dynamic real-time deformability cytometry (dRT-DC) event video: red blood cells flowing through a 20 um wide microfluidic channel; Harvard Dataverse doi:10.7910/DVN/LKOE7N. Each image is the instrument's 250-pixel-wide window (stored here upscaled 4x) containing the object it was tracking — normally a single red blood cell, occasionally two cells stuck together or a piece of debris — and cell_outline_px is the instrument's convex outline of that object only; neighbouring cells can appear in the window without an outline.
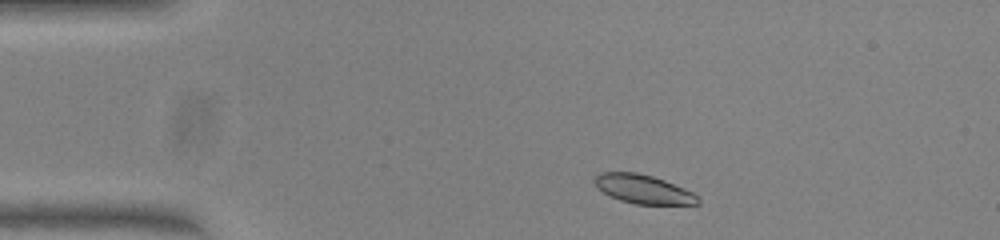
{"species": "common noctule bat (a hibernating species)", "species_latin": "Nyctalus noctula", "temperature_condition": "warm", "stored_images_in_passage": 45, "camera_frame_rate_fps": 3000, "um_per_image_px": 0.085, "animal": {"sex": "female", "body_mass_g": 23.0, "forearm_length_mm": 53.4}, "frame": {"image": 1, "passage_image": 3, "time_ms": 0.667, "image_size_px": [1000, 240], "cell_outline_px": [[700, 204], [636, 204], [620, 200], [604, 192], [592, 180], [600, 172], [636, 172], [652, 176], [664, 180], [684, 188], [692, 192], [700, 200]], "centroid_in_image_um": [54.68, 16.07], "position_along_channel_um": 30.3, "area_um2": 17.11}}
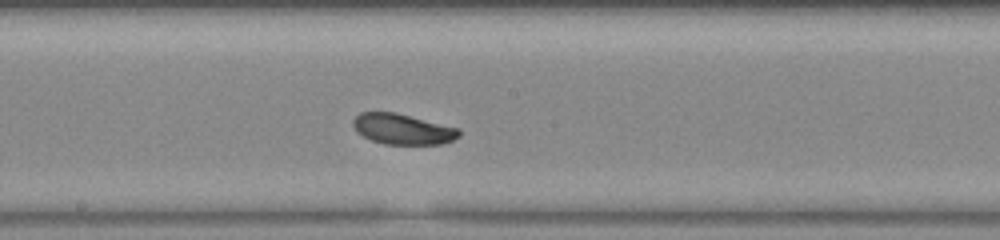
{"frame": {"image": 2, "passage_image": 21, "time_ms": 6.667, "image_size_px": [1000, 240], "cell_outline_px": [[460, 136], [452, 140], [440, 144], [384, 144], [372, 140], [356, 132], [352, 124], [352, 120], [360, 112], [396, 112], [460, 128]], "centroid_in_image_um": [34.22, 10.96], "position_along_channel_um": 214.0, "area_um2": 18.96}}
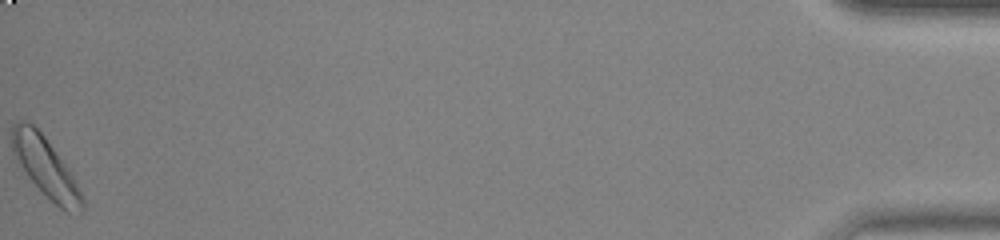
{"frame": {"image": 3, "passage_image": 45, "time_ms": 14.667, "image_size_px": [1000, 240], "cell_outline_px": [[84, 212], [64, 212], [24, 172], [12, 152], [12, 124], [16, 120], [24, 120], [32, 124], [44, 136], [68, 168], [84, 200]], "centroid_in_image_um": [3.86, 14.19], "position_along_channel_um": 431.3, "area_um2": 23.76}, "authors_computed_cell_mechanics": {"area_um2": 19.1318, "velocity_mm_per_s": 3.9877, "shape_relaxation_time_tau1_ms": 0.8891, "shape_relaxation_time_tau2_ms": null, "deformation_change_tau1": 0.0791, "deformation_change_tau2": null}}